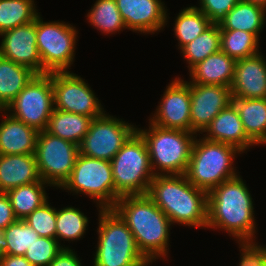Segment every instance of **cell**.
<instances>
[{"instance_id":"obj_21","label":"cell","mask_w":266,"mask_h":266,"mask_svg":"<svg viewBox=\"0 0 266 266\" xmlns=\"http://www.w3.org/2000/svg\"><path fill=\"white\" fill-rule=\"evenodd\" d=\"M39 180L35 154L0 155V193Z\"/></svg>"},{"instance_id":"obj_8","label":"cell","mask_w":266,"mask_h":266,"mask_svg":"<svg viewBox=\"0 0 266 266\" xmlns=\"http://www.w3.org/2000/svg\"><path fill=\"white\" fill-rule=\"evenodd\" d=\"M60 189L84 194L95 200L99 209L115 205V184L111 161L78 154L69 178Z\"/></svg>"},{"instance_id":"obj_30","label":"cell","mask_w":266,"mask_h":266,"mask_svg":"<svg viewBox=\"0 0 266 266\" xmlns=\"http://www.w3.org/2000/svg\"><path fill=\"white\" fill-rule=\"evenodd\" d=\"M37 11L34 0H0V34L35 21Z\"/></svg>"},{"instance_id":"obj_36","label":"cell","mask_w":266,"mask_h":266,"mask_svg":"<svg viewBox=\"0 0 266 266\" xmlns=\"http://www.w3.org/2000/svg\"><path fill=\"white\" fill-rule=\"evenodd\" d=\"M56 215L57 209L45 202L34 210L23 221L36 231L39 237L56 239Z\"/></svg>"},{"instance_id":"obj_11","label":"cell","mask_w":266,"mask_h":266,"mask_svg":"<svg viewBox=\"0 0 266 266\" xmlns=\"http://www.w3.org/2000/svg\"><path fill=\"white\" fill-rule=\"evenodd\" d=\"M79 154V146L68 140L39 131L35 157L40 179L51 186L60 188L69 178L76 158Z\"/></svg>"},{"instance_id":"obj_24","label":"cell","mask_w":266,"mask_h":266,"mask_svg":"<svg viewBox=\"0 0 266 266\" xmlns=\"http://www.w3.org/2000/svg\"><path fill=\"white\" fill-rule=\"evenodd\" d=\"M266 8L240 0L219 24L220 30H241L258 39L265 25Z\"/></svg>"},{"instance_id":"obj_38","label":"cell","mask_w":266,"mask_h":266,"mask_svg":"<svg viewBox=\"0 0 266 266\" xmlns=\"http://www.w3.org/2000/svg\"><path fill=\"white\" fill-rule=\"evenodd\" d=\"M240 249L239 266H263L266 261V247L254 240L237 241Z\"/></svg>"},{"instance_id":"obj_4","label":"cell","mask_w":266,"mask_h":266,"mask_svg":"<svg viewBox=\"0 0 266 266\" xmlns=\"http://www.w3.org/2000/svg\"><path fill=\"white\" fill-rule=\"evenodd\" d=\"M98 241L94 255L96 266H148L126 223L112 209H100Z\"/></svg>"},{"instance_id":"obj_15","label":"cell","mask_w":266,"mask_h":266,"mask_svg":"<svg viewBox=\"0 0 266 266\" xmlns=\"http://www.w3.org/2000/svg\"><path fill=\"white\" fill-rule=\"evenodd\" d=\"M191 132L202 133L212 120L230 103L228 86L190 83Z\"/></svg>"},{"instance_id":"obj_27","label":"cell","mask_w":266,"mask_h":266,"mask_svg":"<svg viewBox=\"0 0 266 266\" xmlns=\"http://www.w3.org/2000/svg\"><path fill=\"white\" fill-rule=\"evenodd\" d=\"M47 185V186H46ZM51 185L42 181L21 185L6 192L18 220L25 219L48 200L45 188Z\"/></svg>"},{"instance_id":"obj_26","label":"cell","mask_w":266,"mask_h":266,"mask_svg":"<svg viewBox=\"0 0 266 266\" xmlns=\"http://www.w3.org/2000/svg\"><path fill=\"white\" fill-rule=\"evenodd\" d=\"M35 75L30 68L0 55V103L6 108Z\"/></svg>"},{"instance_id":"obj_29","label":"cell","mask_w":266,"mask_h":266,"mask_svg":"<svg viewBox=\"0 0 266 266\" xmlns=\"http://www.w3.org/2000/svg\"><path fill=\"white\" fill-rule=\"evenodd\" d=\"M174 22L173 29L179 42V50L202 34L205 28L211 24L209 18L198 10L195 5L181 10Z\"/></svg>"},{"instance_id":"obj_6","label":"cell","mask_w":266,"mask_h":266,"mask_svg":"<svg viewBox=\"0 0 266 266\" xmlns=\"http://www.w3.org/2000/svg\"><path fill=\"white\" fill-rule=\"evenodd\" d=\"M149 125V129L137 127V132L146 143L154 174H185L195 136L198 134L179 129L161 128L151 122Z\"/></svg>"},{"instance_id":"obj_23","label":"cell","mask_w":266,"mask_h":266,"mask_svg":"<svg viewBox=\"0 0 266 266\" xmlns=\"http://www.w3.org/2000/svg\"><path fill=\"white\" fill-rule=\"evenodd\" d=\"M247 137L255 145L266 144V98L232 97Z\"/></svg>"},{"instance_id":"obj_16","label":"cell","mask_w":266,"mask_h":266,"mask_svg":"<svg viewBox=\"0 0 266 266\" xmlns=\"http://www.w3.org/2000/svg\"><path fill=\"white\" fill-rule=\"evenodd\" d=\"M0 55L14 63L42 74V62L36 42L35 21L20 25L0 34Z\"/></svg>"},{"instance_id":"obj_20","label":"cell","mask_w":266,"mask_h":266,"mask_svg":"<svg viewBox=\"0 0 266 266\" xmlns=\"http://www.w3.org/2000/svg\"><path fill=\"white\" fill-rule=\"evenodd\" d=\"M5 114L0 123V155L35 154L39 131Z\"/></svg>"},{"instance_id":"obj_18","label":"cell","mask_w":266,"mask_h":266,"mask_svg":"<svg viewBox=\"0 0 266 266\" xmlns=\"http://www.w3.org/2000/svg\"><path fill=\"white\" fill-rule=\"evenodd\" d=\"M262 54L236 60L232 97L266 98V61Z\"/></svg>"},{"instance_id":"obj_39","label":"cell","mask_w":266,"mask_h":266,"mask_svg":"<svg viewBox=\"0 0 266 266\" xmlns=\"http://www.w3.org/2000/svg\"><path fill=\"white\" fill-rule=\"evenodd\" d=\"M17 220L9 197L6 193H0V232Z\"/></svg>"},{"instance_id":"obj_31","label":"cell","mask_w":266,"mask_h":266,"mask_svg":"<svg viewBox=\"0 0 266 266\" xmlns=\"http://www.w3.org/2000/svg\"><path fill=\"white\" fill-rule=\"evenodd\" d=\"M38 237V233L25 221L17 220L1 232L2 254L24 256Z\"/></svg>"},{"instance_id":"obj_13","label":"cell","mask_w":266,"mask_h":266,"mask_svg":"<svg viewBox=\"0 0 266 266\" xmlns=\"http://www.w3.org/2000/svg\"><path fill=\"white\" fill-rule=\"evenodd\" d=\"M70 72L69 70L52 72L54 109L92 118L102 116L106 111L94 91L84 81L85 79Z\"/></svg>"},{"instance_id":"obj_28","label":"cell","mask_w":266,"mask_h":266,"mask_svg":"<svg viewBox=\"0 0 266 266\" xmlns=\"http://www.w3.org/2000/svg\"><path fill=\"white\" fill-rule=\"evenodd\" d=\"M221 50V32L218 24L211 23L202 34L185 45L181 53L188 63L189 70L209 55Z\"/></svg>"},{"instance_id":"obj_35","label":"cell","mask_w":266,"mask_h":266,"mask_svg":"<svg viewBox=\"0 0 266 266\" xmlns=\"http://www.w3.org/2000/svg\"><path fill=\"white\" fill-rule=\"evenodd\" d=\"M60 243L57 239L38 237L37 241L27 248L24 257L33 266H48L63 249H69Z\"/></svg>"},{"instance_id":"obj_34","label":"cell","mask_w":266,"mask_h":266,"mask_svg":"<svg viewBox=\"0 0 266 266\" xmlns=\"http://www.w3.org/2000/svg\"><path fill=\"white\" fill-rule=\"evenodd\" d=\"M88 218L78 208L64 207L57 210L56 215V239L66 241L79 240L86 233Z\"/></svg>"},{"instance_id":"obj_43","label":"cell","mask_w":266,"mask_h":266,"mask_svg":"<svg viewBox=\"0 0 266 266\" xmlns=\"http://www.w3.org/2000/svg\"><path fill=\"white\" fill-rule=\"evenodd\" d=\"M1 257H2V249H1V232H0V260H1Z\"/></svg>"},{"instance_id":"obj_2","label":"cell","mask_w":266,"mask_h":266,"mask_svg":"<svg viewBox=\"0 0 266 266\" xmlns=\"http://www.w3.org/2000/svg\"><path fill=\"white\" fill-rule=\"evenodd\" d=\"M253 198L241 176L222 182L208 192L207 228L224 230L236 241L254 240Z\"/></svg>"},{"instance_id":"obj_42","label":"cell","mask_w":266,"mask_h":266,"mask_svg":"<svg viewBox=\"0 0 266 266\" xmlns=\"http://www.w3.org/2000/svg\"><path fill=\"white\" fill-rule=\"evenodd\" d=\"M242 1L249 2L252 4L261 5L262 7L266 8V0H242Z\"/></svg>"},{"instance_id":"obj_32","label":"cell","mask_w":266,"mask_h":266,"mask_svg":"<svg viewBox=\"0 0 266 266\" xmlns=\"http://www.w3.org/2000/svg\"><path fill=\"white\" fill-rule=\"evenodd\" d=\"M86 17L102 34H115L126 29L115 0H96Z\"/></svg>"},{"instance_id":"obj_19","label":"cell","mask_w":266,"mask_h":266,"mask_svg":"<svg viewBox=\"0 0 266 266\" xmlns=\"http://www.w3.org/2000/svg\"><path fill=\"white\" fill-rule=\"evenodd\" d=\"M201 134L206 140L234 146L242 153L255 145L247 137L239 113L233 103L225 107Z\"/></svg>"},{"instance_id":"obj_10","label":"cell","mask_w":266,"mask_h":266,"mask_svg":"<svg viewBox=\"0 0 266 266\" xmlns=\"http://www.w3.org/2000/svg\"><path fill=\"white\" fill-rule=\"evenodd\" d=\"M54 110L52 72L36 74L5 111L38 131L46 130Z\"/></svg>"},{"instance_id":"obj_22","label":"cell","mask_w":266,"mask_h":266,"mask_svg":"<svg viewBox=\"0 0 266 266\" xmlns=\"http://www.w3.org/2000/svg\"><path fill=\"white\" fill-rule=\"evenodd\" d=\"M236 60L221 50L209 55L189 70V83L204 85H223L231 87Z\"/></svg>"},{"instance_id":"obj_41","label":"cell","mask_w":266,"mask_h":266,"mask_svg":"<svg viewBox=\"0 0 266 266\" xmlns=\"http://www.w3.org/2000/svg\"><path fill=\"white\" fill-rule=\"evenodd\" d=\"M0 266H33L24 256L2 254Z\"/></svg>"},{"instance_id":"obj_33","label":"cell","mask_w":266,"mask_h":266,"mask_svg":"<svg viewBox=\"0 0 266 266\" xmlns=\"http://www.w3.org/2000/svg\"><path fill=\"white\" fill-rule=\"evenodd\" d=\"M221 51L235 60L257 55L259 41L253 33L241 30H220Z\"/></svg>"},{"instance_id":"obj_14","label":"cell","mask_w":266,"mask_h":266,"mask_svg":"<svg viewBox=\"0 0 266 266\" xmlns=\"http://www.w3.org/2000/svg\"><path fill=\"white\" fill-rule=\"evenodd\" d=\"M165 89L153 117L148 120L161 128L191 132L189 81L176 77Z\"/></svg>"},{"instance_id":"obj_44","label":"cell","mask_w":266,"mask_h":266,"mask_svg":"<svg viewBox=\"0 0 266 266\" xmlns=\"http://www.w3.org/2000/svg\"><path fill=\"white\" fill-rule=\"evenodd\" d=\"M5 107L0 103V112L4 111L5 112Z\"/></svg>"},{"instance_id":"obj_25","label":"cell","mask_w":266,"mask_h":266,"mask_svg":"<svg viewBox=\"0 0 266 266\" xmlns=\"http://www.w3.org/2000/svg\"><path fill=\"white\" fill-rule=\"evenodd\" d=\"M94 118L54 109L46 131L54 136L80 145Z\"/></svg>"},{"instance_id":"obj_37","label":"cell","mask_w":266,"mask_h":266,"mask_svg":"<svg viewBox=\"0 0 266 266\" xmlns=\"http://www.w3.org/2000/svg\"><path fill=\"white\" fill-rule=\"evenodd\" d=\"M239 1L240 0H199V7H195L209 18L210 23L219 25L226 14Z\"/></svg>"},{"instance_id":"obj_3","label":"cell","mask_w":266,"mask_h":266,"mask_svg":"<svg viewBox=\"0 0 266 266\" xmlns=\"http://www.w3.org/2000/svg\"><path fill=\"white\" fill-rule=\"evenodd\" d=\"M147 195L172 224L207 228L208 193L195 187L184 174L155 175Z\"/></svg>"},{"instance_id":"obj_5","label":"cell","mask_w":266,"mask_h":266,"mask_svg":"<svg viewBox=\"0 0 266 266\" xmlns=\"http://www.w3.org/2000/svg\"><path fill=\"white\" fill-rule=\"evenodd\" d=\"M236 154L242 152L234 146L203 137L197 139L196 136L184 175L195 187L208 193L222 182L239 175L233 163Z\"/></svg>"},{"instance_id":"obj_9","label":"cell","mask_w":266,"mask_h":266,"mask_svg":"<svg viewBox=\"0 0 266 266\" xmlns=\"http://www.w3.org/2000/svg\"><path fill=\"white\" fill-rule=\"evenodd\" d=\"M36 17V42L42 62V74L68 71L74 62L77 30L73 24L44 22Z\"/></svg>"},{"instance_id":"obj_17","label":"cell","mask_w":266,"mask_h":266,"mask_svg":"<svg viewBox=\"0 0 266 266\" xmlns=\"http://www.w3.org/2000/svg\"><path fill=\"white\" fill-rule=\"evenodd\" d=\"M126 29L154 34L167 25V9L161 0H115ZM164 3V4H163Z\"/></svg>"},{"instance_id":"obj_40","label":"cell","mask_w":266,"mask_h":266,"mask_svg":"<svg viewBox=\"0 0 266 266\" xmlns=\"http://www.w3.org/2000/svg\"><path fill=\"white\" fill-rule=\"evenodd\" d=\"M75 250L63 249L48 266H83Z\"/></svg>"},{"instance_id":"obj_12","label":"cell","mask_w":266,"mask_h":266,"mask_svg":"<svg viewBox=\"0 0 266 266\" xmlns=\"http://www.w3.org/2000/svg\"><path fill=\"white\" fill-rule=\"evenodd\" d=\"M136 131V125L104 113L91 122L88 132L79 145V153L111 161Z\"/></svg>"},{"instance_id":"obj_1","label":"cell","mask_w":266,"mask_h":266,"mask_svg":"<svg viewBox=\"0 0 266 266\" xmlns=\"http://www.w3.org/2000/svg\"><path fill=\"white\" fill-rule=\"evenodd\" d=\"M112 209L126 223L139 251L151 264L168 256L172 222L147 194L121 196Z\"/></svg>"},{"instance_id":"obj_7","label":"cell","mask_w":266,"mask_h":266,"mask_svg":"<svg viewBox=\"0 0 266 266\" xmlns=\"http://www.w3.org/2000/svg\"><path fill=\"white\" fill-rule=\"evenodd\" d=\"M115 203L121 196L148 193L155 174L143 137L136 131L111 160Z\"/></svg>"}]
</instances>
